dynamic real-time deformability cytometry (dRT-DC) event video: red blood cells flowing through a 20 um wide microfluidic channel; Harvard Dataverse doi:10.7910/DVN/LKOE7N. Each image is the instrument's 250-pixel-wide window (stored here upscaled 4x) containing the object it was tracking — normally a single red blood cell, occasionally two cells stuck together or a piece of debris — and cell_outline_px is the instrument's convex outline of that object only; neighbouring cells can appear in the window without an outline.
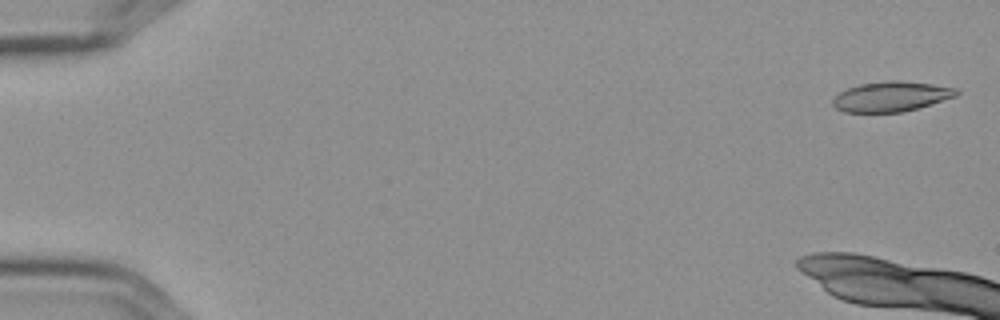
{"species": "Egyptian fruit bat (a non-hibernating species)", "species_latin": "Rousettus aegyptiacus", "temperature_condition": "cold", "stored_images_in_passage": 5, "camera_frame_rate_fps": 3000, "um_per_image_px": 0.085, "frame": {"image": 1, "passage_image": 1, "time_ms": 0.0, "image_size_px": [1000, 320], "cell_outline_px": [[960, 92], [956, 96], [904, 112], [844, 112], [836, 108], [832, 104], [832, 100], [840, 92], [848, 88], [860, 84], [888, 80], [900, 80], [932, 84], [960, 88]], "centroid_in_image_um": [75.77, 8.2], "position_along_channel_um": 9.2, "area_um2": 21.68}}